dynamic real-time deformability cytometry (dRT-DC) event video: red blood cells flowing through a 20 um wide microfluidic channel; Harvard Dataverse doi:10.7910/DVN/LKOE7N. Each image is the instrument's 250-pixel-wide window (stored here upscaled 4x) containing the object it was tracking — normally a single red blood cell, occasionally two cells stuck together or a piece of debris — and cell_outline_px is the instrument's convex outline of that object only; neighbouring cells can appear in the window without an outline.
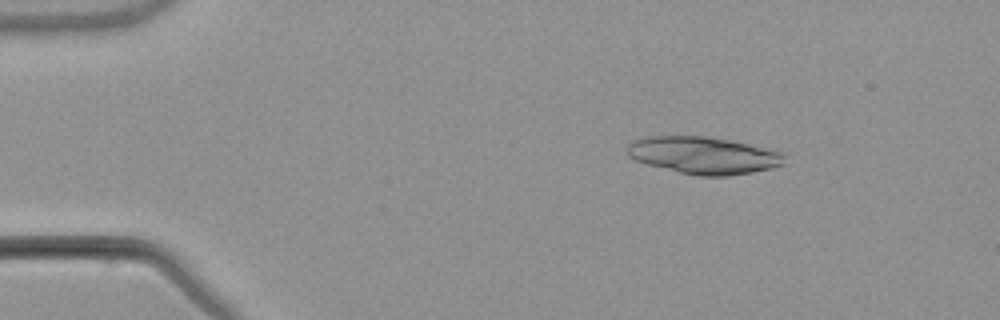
{"species": "common noctule bat (a hibernating species)", "species_latin": "Nyctalus noctula", "temperature_condition": "warm", "stored_images_in_passage": 4, "camera_frame_rate_fps": 3000, "um_per_image_px": 0.085, "animal": {"sex": "male", "body_mass_g": 21.5, "forearm_length_mm": 52.0}, "frame": {"image": 1, "passage_image": 2, "time_ms": 1.333, "image_size_px": [1000, 320], "cell_outline_px": [[784, 164], [772, 168], [752, 172], [728, 176], [700, 176], [680, 172], [648, 164], [636, 160], [628, 156], [624, 152], [628, 144], [632, 140], [644, 136], [704, 136], [732, 140], [784, 152]], "centroid_in_image_um": [59.78, 13.19], "position_along_channel_um": 25.2, "area_um2": 34.28}}